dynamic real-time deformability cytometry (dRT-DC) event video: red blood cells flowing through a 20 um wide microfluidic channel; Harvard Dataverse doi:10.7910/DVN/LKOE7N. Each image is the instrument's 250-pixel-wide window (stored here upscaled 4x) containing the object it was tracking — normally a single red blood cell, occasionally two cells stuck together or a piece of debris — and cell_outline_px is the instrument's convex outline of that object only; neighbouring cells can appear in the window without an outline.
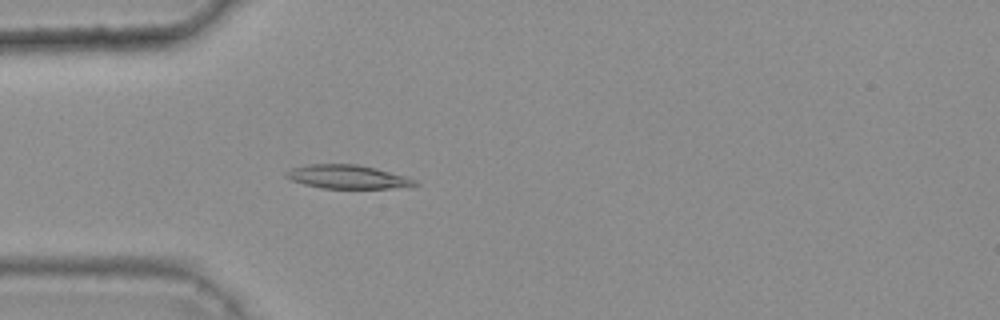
{"species": "common noctule bat (a hibernating species)", "species_latin": "Nyctalus noctula", "temperature_condition": "warm", "stored_images_in_passage": 31, "camera_frame_rate_fps": 3000, "um_per_image_px": 0.085, "animal": {"sex": "female", "body_mass_g": 25.1}, "frame": {"image": 1, "passage_image": 1, "time_ms": 0.0, "image_size_px": [1000, 320], "cell_outline_px": [[420, 184], [392, 188], [320, 188], [304, 184], [292, 180], [284, 176], [284, 172], [292, 168], [308, 164], [356, 164], [376, 168], [404, 176], [416, 180]], "centroid_in_image_um": [29.49, 15.02], "position_along_channel_um": 55.5, "area_um2": 17.63}}
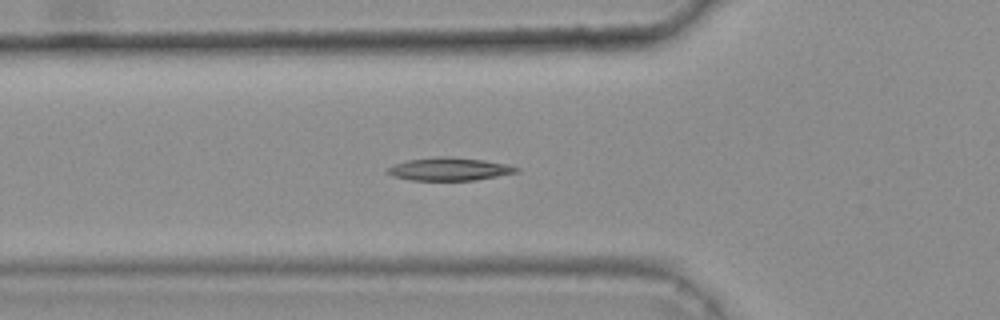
{"frame": {"image": 2, "passage_image": 4, "time_ms": 1.0, "image_size_px": [1000, 320], "cell_outline_px": [[520, 172], [476, 180], [412, 180], [392, 176], [384, 172], [392, 164], [408, 160], [440, 156], [444, 156], [484, 160], [508, 164], [520, 168]], "centroid_in_image_um": [38.2, 14.37], "position_along_channel_um": 87.6, "area_um2": 17.34}}
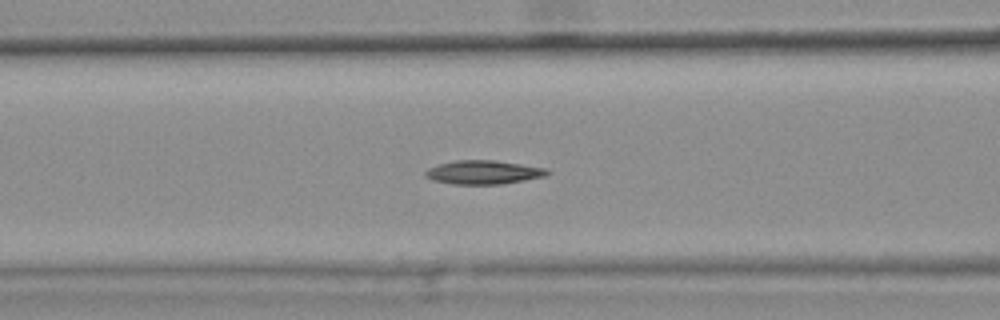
{"frame": {"image": 3, "passage_image": 7, "time_ms": 2.0, "image_size_px": [1000, 320], "cell_outline_px": [[552, 172], [548, 176], [504, 184], [452, 184], [432, 180], [424, 176], [424, 172], [428, 168], [440, 164], [456, 160], [492, 160], [548, 168]], "centroid_in_image_um": [41.14, 14.65], "position_along_channel_um": 125.5, "area_um2": 17.05}, "authors_computed_cell_mechanics": {"area_um2": 16.184, "velocity_mm_per_s": 3.7529, "shape_relaxation_time_tau1_ms": 10.1421, "shape_relaxation_time_tau2_ms": null, "deformation_change_tau1": 0.219, "deformation_change_tau2": null}}